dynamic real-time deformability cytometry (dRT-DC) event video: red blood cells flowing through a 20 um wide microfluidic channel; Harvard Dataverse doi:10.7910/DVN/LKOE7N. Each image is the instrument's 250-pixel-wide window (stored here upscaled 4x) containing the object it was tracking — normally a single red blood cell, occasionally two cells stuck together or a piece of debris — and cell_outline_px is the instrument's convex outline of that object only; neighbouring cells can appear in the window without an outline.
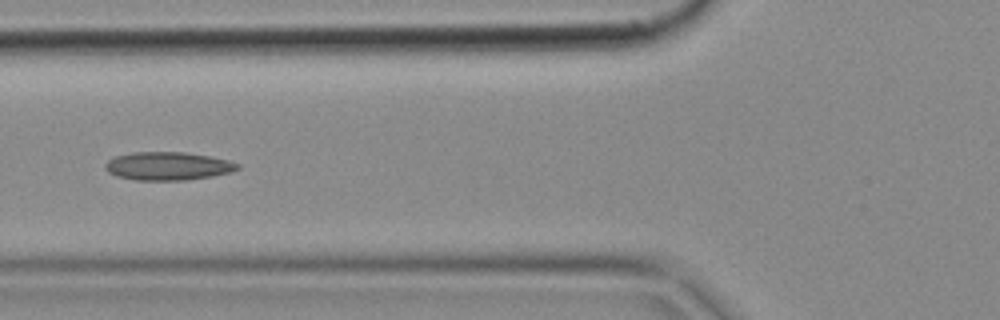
{"species": "common noctule bat (a hibernating species)", "species_latin": "Nyctalus noctula", "temperature_condition": "cold", "stored_images_in_passage": 5, "camera_frame_rate_fps": 3000, "um_per_image_px": 0.085, "animal": {"sex": "female", "body_mass_g": 18.4}, "frame": {"image": 1, "passage_image": 5, "time_ms": 1.333, "image_size_px": [1000, 320], "cell_outline_px": [[240, 168], [232, 172], [212, 176], [184, 180], [136, 180], [116, 176], [108, 172], [104, 168], [104, 164], [108, 160], [116, 156], [132, 152], [184, 152], [208, 156], [228, 160], [240, 164]], "centroid_in_image_um": [14.26, 14.11], "position_along_channel_um": 111.5, "area_um2": 21.79}}